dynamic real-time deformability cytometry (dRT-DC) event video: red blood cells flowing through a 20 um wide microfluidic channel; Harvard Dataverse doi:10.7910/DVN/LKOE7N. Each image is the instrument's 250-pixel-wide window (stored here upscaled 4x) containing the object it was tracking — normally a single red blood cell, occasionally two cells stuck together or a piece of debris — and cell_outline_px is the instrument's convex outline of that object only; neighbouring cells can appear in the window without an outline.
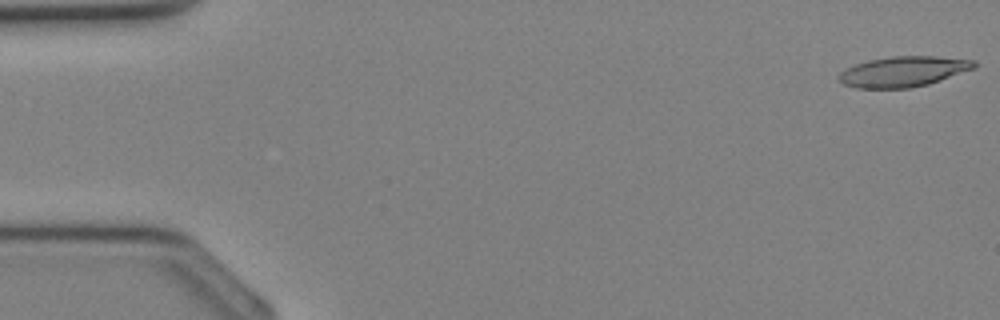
{"species": "Egyptian fruit bat (a non-hibernating species)", "species_latin": "Rousettus aegyptiacus", "temperature_condition": "cold", "stored_images_in_passage": 13, "camera_frame_rate_fps": 3000, "um_per_image_px": 0.085, "animal": {"sex": "female"}, "frame": {"image": 1, "passage_image": 1, "time_ms": 0.0, "image_size_px": [1000, 320], "cell_outline_px": [[976, 68], [928, 84], [908, 88], [856, 88], [844, 84], [836, 76], [844, 68], [868, 60], [892, 56], [936, 56], [976, 60]], "centroid_in_image_um": [76.78, 6.07], "position_along_channel_um": 8.2, "area_um2": 24.04}}
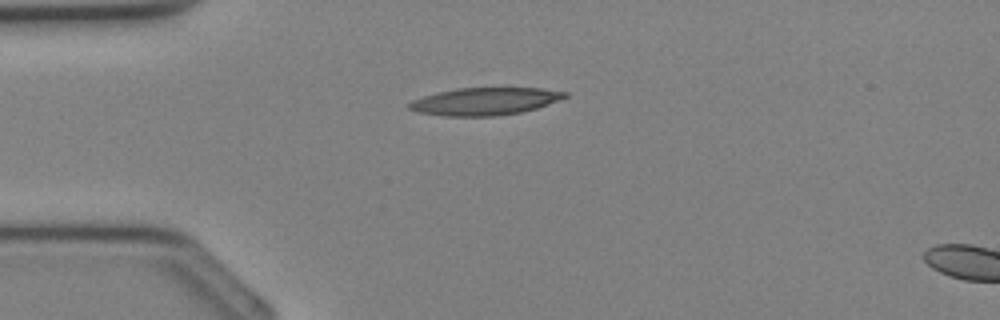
{"frame": {"image": 2, "passage_image": 9, "time_ms": 2.667, "image_size_px": [1000, 320], "cell_outline_px": [[568, 96], [536, 108], [520, 112], [496, 116], [444, 116], [420, 112], [408, 108], [408, 104], [412, 100], [436, 92], [460, 88], [544, 88], [568, 92]], "centroid_in_image_um": [41.21, 8.61], "position_along_channel_um": 43.8, "area_um2": 24.74}}
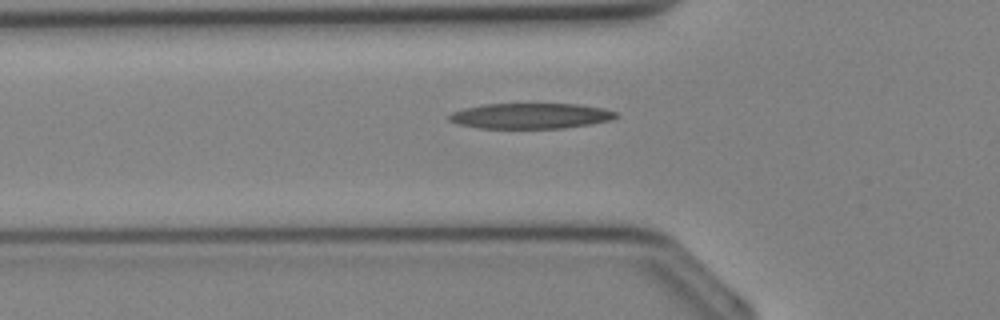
{"frame": {"image": 3, "passage_image": 12, "time_ms": 3.667, "image_size_px": [1000, 320], "cell_outline_px": [[620, 116], [612, 120], [564, 128], [480, 128], [456, 124], [448, 120], [448, 116], [452, 112], [464, 108], [484, 104], [580, 104], [604, 108], [616, 112]], "centroid_in_image_um": [45.1, 9.85], "position_along_channel_um": 80.7, "area_um2": 24.91}}